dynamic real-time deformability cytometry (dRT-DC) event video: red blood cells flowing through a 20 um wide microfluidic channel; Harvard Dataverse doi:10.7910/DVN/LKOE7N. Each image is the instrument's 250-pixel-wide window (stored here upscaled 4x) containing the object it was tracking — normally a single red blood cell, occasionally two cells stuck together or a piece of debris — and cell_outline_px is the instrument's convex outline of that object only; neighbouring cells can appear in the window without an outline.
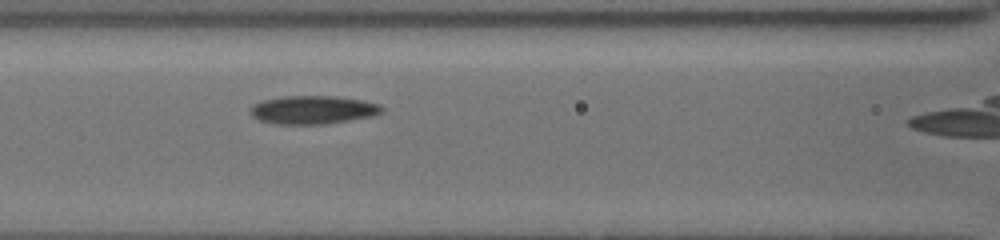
{"species": "common noctule bat (a hibernating species)", "species_latin": "Nyctalus noctula", "temperature_condition": "cold", "stored_images_in_passage": 39, "camera_frame_rate_fps": 3000, "um_per_image_px": 0.085, "animal": {"sex": "female", "body_mass_g": 19.5, "forearm_length_mm": 54.1}, "frame": {"image": 1, "passage_image": 16, "time_ms": 5.0, "image_size_px": [1000, 240], "cell_outline_px": [[384, 112], [372, 116], [324, 124], [280, 124], [260, 120], [252, 116], [248, 112], [248, 108], [252, 104], [264, 100], [284, 96], [336, 96], [360, 100], [380, 104], [384, 108]], "centroid_in_image_um": [26.58, 9.33], "position_along_channel_um": 140.0, "area_um2": 21.73}}
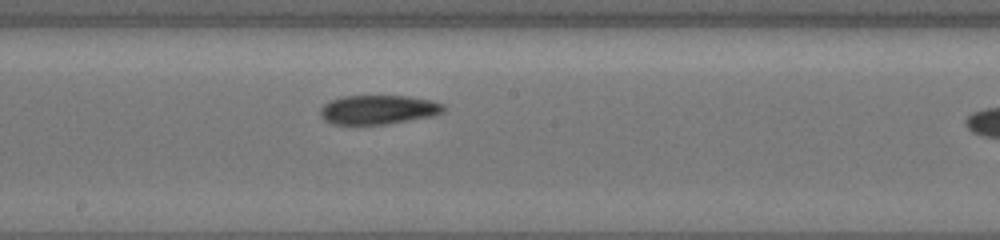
{"frame": {"image": 2, "passage_image": 22, "time_ms": 7.0, "image_size_px": [1000, 240], "cell_outline_px": [[444, 112], [432, 116], [384, 124], [336, 124], [324, 120], [320, 116], [320, 108], [324, 104], [332, 100], [344, 96], [408, 96], [432, 100], [444, 104]], "centroid_in_image_um": [32.16, 9.31], "position_along_channel_um": 216.0, "area_um2": 20.81}}
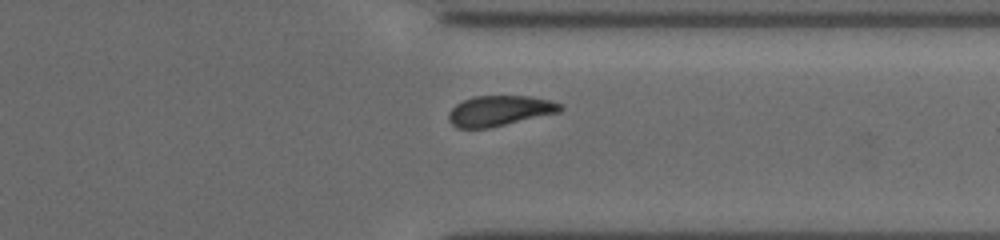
{"frame": {"image": 3, "passage_image": 34, "time_ms": 11.0, "image_size_px": [1000, 240], "cell_outline_px": [[564, 108], [560, 112], [488, 128], [460, 128], [452, 124], [448, 120], [448, 112], [456, 104], [472, 96], [528, 96], [552, 100], [564, 104]], "centroid_in_image_um": [42.49, 9.4], "position_along_channel_um": 368.9, "area_um2": 19.83}, "authors_computed_cell_mechanics": {"area_um2": 21.2704, "velocity_mm_per_s": 3.8129, "shape_relaxation_time_tau1_ms": 6.5699, "shape_relaxation_time_tau2_ms": null, "deformation_change_tau1": 0.1418, "deformation_change_tau2": null}}